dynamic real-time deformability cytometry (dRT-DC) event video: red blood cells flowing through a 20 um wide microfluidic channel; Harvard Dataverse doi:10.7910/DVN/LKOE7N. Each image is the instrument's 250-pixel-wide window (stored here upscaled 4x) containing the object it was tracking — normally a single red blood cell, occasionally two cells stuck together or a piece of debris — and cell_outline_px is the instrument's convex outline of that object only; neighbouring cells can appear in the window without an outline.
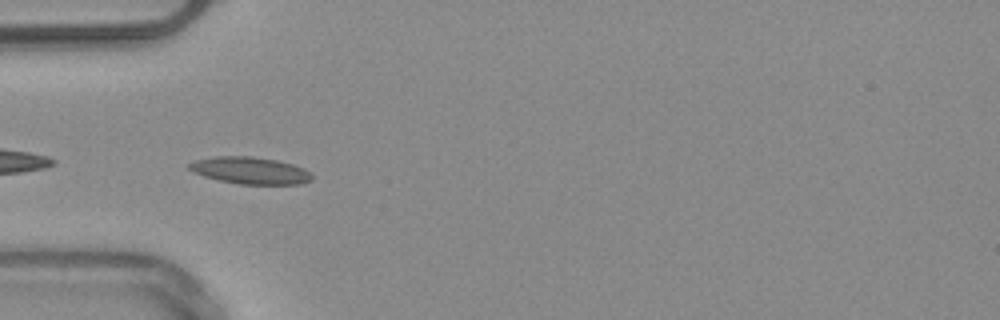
{"species": "common noctule bat (a hibernating species)", "species_latin": "Nyctalus noctula", "temperature_condition": "warm", "stored_images_in_passage": 6, "camera_frame_rate_fps": 3000, "um_per_image_px": 0.085, "animal": {"sex": "male", "body_mass_g": 20.4}, "frame": {"image": 1, "passage_image": 5, "time_ms": 4.667, "image_size_px": [1000, 320], "cell_outline_px": [[312, 180], [300, 184], [240, 184], [220, 180], [204, 176], [188, 168], [184, 164], [196, 160], [216, 156], [252, 156], [276, 160], [292, 164], [304, 168], [312, 172]], "centroid_in_image_um": [21.28, 14.48], "position_along_channel_um": 63.7, "area_um2": 19.31}}
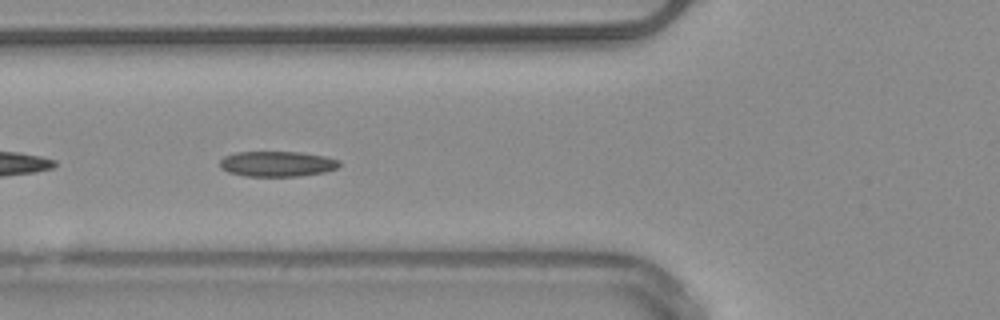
{"frame": {"image": 2, "passage_image": 6, "time_ms": 5.667, "image_size_px": [1000, 320], "cell_outline_px": [[340, 164], [336, 168], [324, 172], [300, 176], [244, 176], [228, 172], [220, 168], [220, 160], [224, 156], [236, 152], [300, 152], [324, 156], [340, 160]], "centroid_in_image_um": [23.53, 13.93], "position_along_channel_um": 102.3, "area_um2": 17.69}}